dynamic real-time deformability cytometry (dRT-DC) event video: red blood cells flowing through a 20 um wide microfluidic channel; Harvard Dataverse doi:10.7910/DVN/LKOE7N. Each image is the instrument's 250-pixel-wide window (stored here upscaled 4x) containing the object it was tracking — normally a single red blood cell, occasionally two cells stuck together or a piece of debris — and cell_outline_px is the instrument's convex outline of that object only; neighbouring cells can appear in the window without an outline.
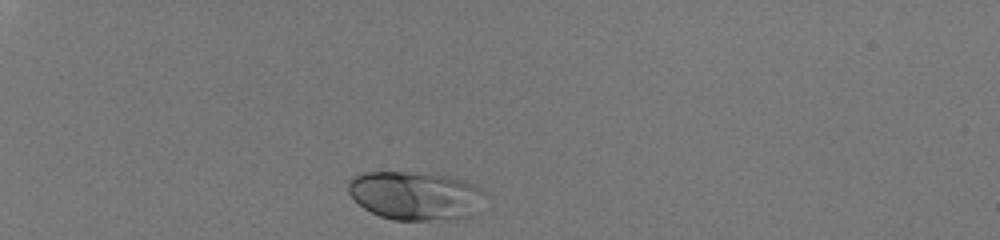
{"species": "human", "species_latin": "Homo sapiens", "temperature_condition": "room temperature", "stored_images_in_passage": 32, "camera_frame_rate_fps": 3000, "um_per_image_px": 0.085, "donor": {"sex": "male"}, "frame": {"image": 1, "passage_image": 1, "time_ms": 0.0, "image_size_px": [1000, 240], "cell_outline_px": [[484, 192], [472, 216], [456, 220], [392, 220], [380, 216], [364, 208], [348, 192], [348, 180], [352, 176], [364, 172], [432, 172], [456, 176], [476, 184], [484, 188]], "centroid_in_image_um": [35.33, 16.6], "position_along_channel_um": 49.7, "area_um2": 39.48}}
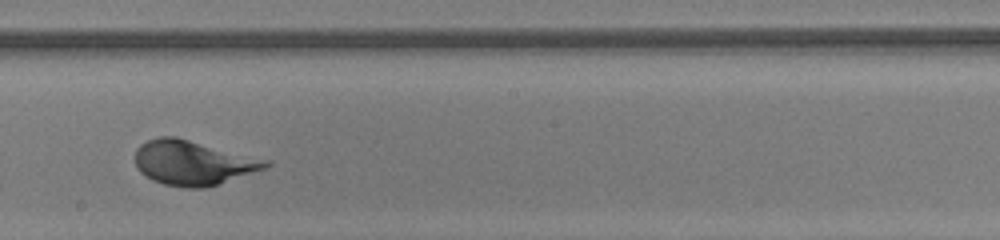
{"frame": {"image": 2, "passage_image": 19, "time_ms": 6.0, "image_size_px": [1000, 240], "cell_outline_px": [[272, 164], [268, 168], [204, 188], [184, 188], [164, 184], [152, 180], [140, 172], [136, 168], [136, 148], [140, 144], [148, 140], [160, 136], [176, 136], [272, 160]], "centroid_in_image_um": [16.45, 13.82], "position_along_channel_um": 231.8, "area_um2": 34.33}}
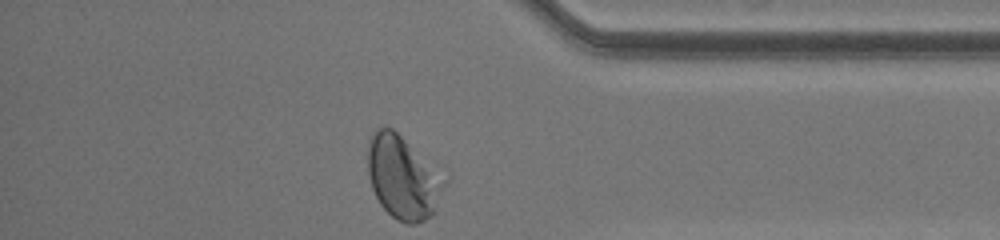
{"frame": {"image": 3, "passage_image": 32, "time_ms": 10.333, "image_size_px": [1000, 240], "cell_outline_px": [[448, 180], [432, 212], [424, 220], [416, 224], [408, 224], [396, 220], [380, 204], [372, 188], [368, 172], [368, 144], [372, 132], [376, 128], [392, 128]], "centroid_in_image_um": [34.22, 15.09], "position_along_channel_um": 401.0, "area_um2": 36.36}}